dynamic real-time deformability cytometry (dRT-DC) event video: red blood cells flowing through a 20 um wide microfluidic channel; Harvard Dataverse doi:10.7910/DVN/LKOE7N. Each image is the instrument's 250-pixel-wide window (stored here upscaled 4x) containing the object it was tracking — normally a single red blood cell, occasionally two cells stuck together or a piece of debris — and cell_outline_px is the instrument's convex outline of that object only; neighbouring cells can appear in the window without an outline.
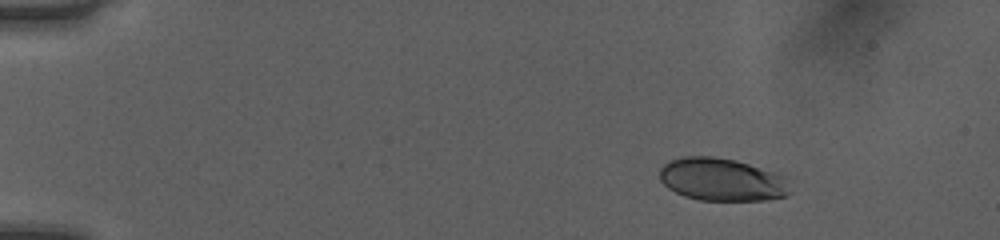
{"species": "human", "species_latin": "Homo sapiens", "temperature_condition": "room temperature", "stored_images_in_passage": 45, "camera_frame_rate_fps": 3000, "um_per_image_px": 0.085, "donor": {"sex": "female"}, "frame": {"image": 1, "passage_image": 1, "time_ms": 0.0, "image_size_px": [1000, 240], "cell_outline_px": [[788, 196], [764, 200], [700, 200], [684, 196], [668, 188], [660, 180], [660, 168], [668, 160], [680, 156], [712, 156], [736, 160], [772, 172], [780, 176], [784, 180], [788, 192]], "centroid_in_image_um": [61.26, 15.25], "position_along_channel_um": 23.7, "area_um2": 32.14}}
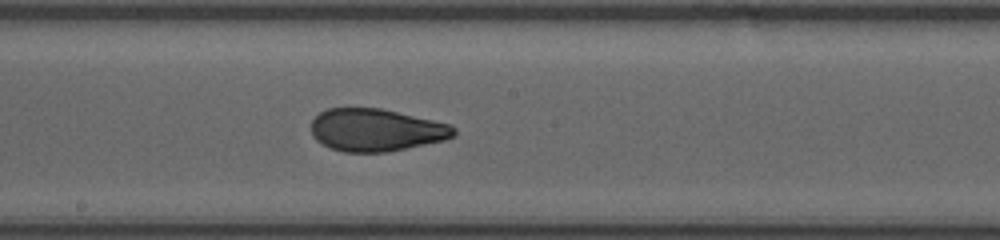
{"frame": {"image": 2, "passage_image": 23, "time_ms": 7.333, "image_size_px": [1000, 240], "cell_outline_px": [[456, 136], [444, 140], [388, 152], [344, 152], [332, 148], [316, 140], [312, 136], [312, 120], [320, 112], [328, 108], [380, 108], [452, 124], [456, 128]], "centroid_in_image_um": [32.0, 11.05], "position_along_channel_um": 216.2, "area_um2": 35.37}}
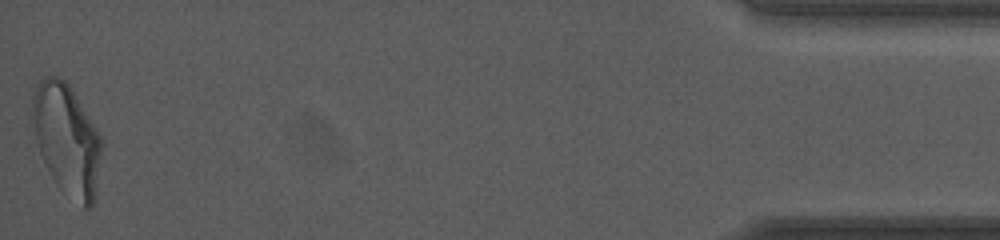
{"frame": {"image": 3, "passage_image": 45, "time_ms": 14.667, "image_size_px": [1000, 240], "cell_outline_px": [[100, 152], [92, 204], [88, 208], [80, 208], [56, 184], [48, 172], [44, 164], [28, 120], [28, 116], [32, 96], [40, 76], [56, 76], [64, 80], [68, 84], [100, 136]], "centroid_in_image_um": [5.56, 11.81], "position_along_channel_um": 429.6, "area_um2": 44.68}, "authors_computed_cell_mechanics": {"area_um2": 36.1828, "velocity_mm_per_s": 4.0527, "shape_relaxation_time_tau1_ms": 4.7852, "shape_relaxation_time_tau2_ms": 1.1104, "deformation_change_tau1": 0.1694, "deformation_change_tau2": 0.0677}}